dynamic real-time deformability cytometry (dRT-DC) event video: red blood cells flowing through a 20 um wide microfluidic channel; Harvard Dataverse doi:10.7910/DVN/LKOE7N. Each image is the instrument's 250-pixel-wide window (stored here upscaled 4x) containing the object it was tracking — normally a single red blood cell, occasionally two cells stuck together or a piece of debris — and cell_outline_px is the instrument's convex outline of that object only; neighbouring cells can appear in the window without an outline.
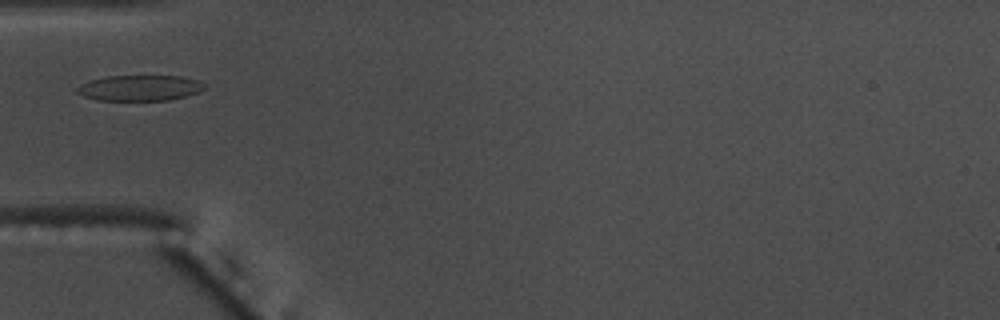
{"species": "common noctule bat (a hibernating species)", "species_latin": "Nyctalus noctula", "temperature_condition": "warm", "stored_images_in_passage": 34, "camera_frame_rate_fps": 3000, "um_per_image_px": 0.085, "animal": {"sex": "male", "body_mass_g": 17.5, "forearm_length_mm": 52.3}, "frame": {"image": 1, "passage_image": 1, "time_ms": 0.0, "image_size_px": [1000, 320], "cell_outline_px": [[208, 88], [200, 92], [188, 96], [168, 100], [100, 100], [84, 96], [76, 92], [76, 88], [80, 84], [92, 80], [108, 76], [180, 76], [196, 80], [208, 84]], "centroid_in_image_um": [11.96, 7.48], "position_along_channel_um": 73.0, "area_um2": 19.13}}
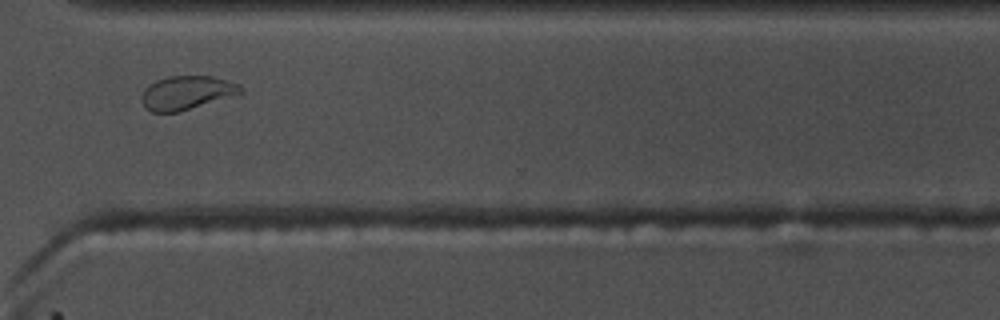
{"frame": {"image": 2, "passage_image": 24, "time_ms": 7.667, "image_size_px": [1000, 320], "cell_outline_px": [[244, 92], [180, 112], [152, 112], [144, 108], [140, 96], [144, 88], [156, 80], [168, 76], [212, 76], [228, 80], [240, 84], [244, 88]], "centroid_in_image_um": [15.86, 7.88], "position_along_channel_um": 354.7, "area_um2": 19.65}}
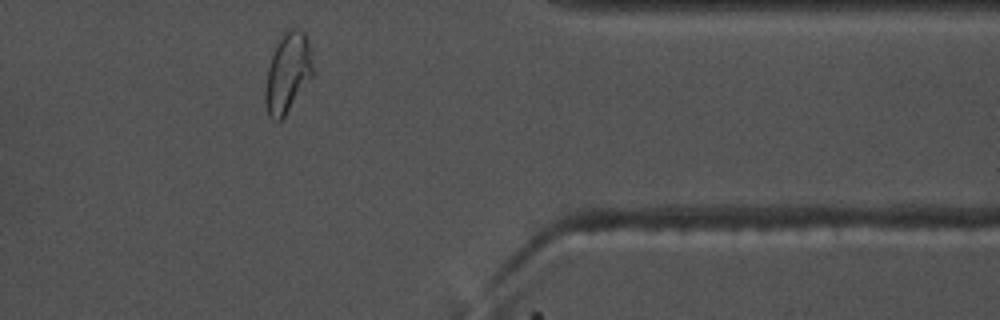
{"frame": {"image": 3, "passage_image": 28, "time_ms": 9.0, "image_size_px": [1000, 320], "cell_outline_px": [[312, 76], [284, 116], [280, 120], [272, 120], [268, 116], [264, 100], [264, 92], [268, 68], [272, 56], [284, 32], [288, 28], [300, 28], [304, 32], [308, 44], [312, 68]], "centroid_in_image_um": [24.42, 6.21], "position_along_channel_um": 387.0, "area_um2": 21.5}}